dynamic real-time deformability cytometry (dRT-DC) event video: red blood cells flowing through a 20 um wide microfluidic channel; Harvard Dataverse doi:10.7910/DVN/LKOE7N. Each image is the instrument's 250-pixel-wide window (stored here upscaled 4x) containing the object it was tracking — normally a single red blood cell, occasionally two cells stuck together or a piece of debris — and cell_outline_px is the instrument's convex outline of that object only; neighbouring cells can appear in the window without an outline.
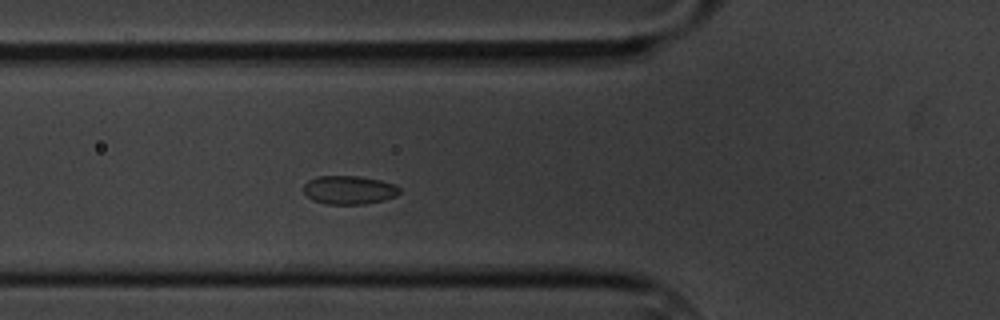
{"species": "common noctule bat (a hibernating species)", "species_latin": "Nyctalus noctula", "temperature_condition": "cold", "stored_images_in_passage": 5, "camera_frame_rate_fps": 3000, "um_per_image_px": 0.085, "animal": {"sex": "male", "body_mass_g": 20.1, "forearm_length_mm": 53.5}, "frame": {"image": 1, "passage_image": 5, "time_ms": 4.667, "image_size_px": [1000, 320], "cell_outline_px": [[400, 192], [396, 196], [384, 200], [364, 204], [324, 204], [312, 200], [304, 192], [304, 184], [308, 180], [316, 176], [360, 176], [380, 180], [392, 184], [400, 188]], "centroid_in_image_um": [29.65, 16.15], "position_along_channel_um": 96.2, "area_um2": 16.01}}